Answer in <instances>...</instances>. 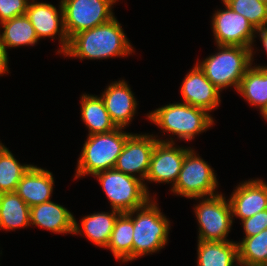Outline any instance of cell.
Returning <instances> with one entry per match:
<instances>
[{"label": "cell", "mask_w": 267, "mask_h": 266, "mask_svg": "<svg viewBox=\"0 0 267 266\" xmlns=\"http://www.w3.org/2000/svg\"><path fill=\"white\" fill-rule=\"evenodd\" d=\"M217 186L218 180L214 170L193 149H190L185 155L182 168L171 192L196 200L218 194L215 191Z\"/></svg>", "instance_id": "7"}, {"label": "cell", "mask_w": 267, "mask_h": 266, "mask_svg": "<svg viewBox=\"0 0 267 266\" xmlns=\"http://www.w3.org/2000/svg\"><path fill=\"white\" fill-rule=\"evenodd\" d=\"M236 187L229 198L233 217H239L241 220L248 219L267 209L266 182L261 179H251Z\"/></svg>", "instance_id": "15"}, {"label": "cell", "mask_w": 267, "mask_h": 266, "mask_svg": "<svg viewBox=\"0 0 267 266\" xmlns=\"http://www.w3.org/2000/svg\"><path fill=\"white\" fill-rule=\"evenodd\" d=\"M133 52L121 24L114 17L104 24L74 35L63 55L81 60H100L128 56Z\"/></svg>", "instance_id": "1"}, {"label": "cell", "mask_w": 267, "mask_h": 266, "mask_svg": "<svg viewBox=\"0 0 267 266\" xmlns=\"http://www.w3.org/2000/svg\"><path fill=\"white\" fill-rule=\"evenodd\" d=\"M94 177L107 195L111 209L121 213L141 207L152 198L146 183L115 168L99 172Z\"/></svg>", "instance_id": "6"}, {"label": "cell", "mask_w": 267, "mask_h": 266, "mask_svg": "<svg viewBox=\"0 0 267 266\" xmlns=\"http://www.w3.org/2000/svg\"><path fill=\"white\" fill-rule=\"evenodd\" d=\"M73 214L52 201L30 207V225H35L53 233H74Z\"/></svg>", "instance_id": "18"}, {"label": "cell", "mask_w": 267, "mask_h": 266, "mask_svg": "<svg viewBox=\"0 0 267 266\" xmlns=\"http://www.w3.org/2000/svg\"><path fill=\"white\" fill-rule=\"evenodd\" d=\"M26 16L34 27L38 39L50 37L54 40L53 37L58 33L57 35L60 39L59 43L61 44L58 53L64 54L66 52L69 39L64 26V14L61 0L59 11L50 3L30 0L26 10Z\"/></svg>", "instance_id": "13"}, {"label": "cell", "mask_w": 267, "mask_h": 266, "mask_svg": "<svg viewBox=\"0 0 267 266\" xmlns=\"http://www.w3.org/2000/svg\"><path fill=\"white\" fill-rule=\"evenodd\" d=\"M8 53L5 48L0 44V76L9 72L8 68Z\"/></svg>", "instance_id": "31"}, {"label": "cell", "mask_w": 267, "mask_h": 266, "mask_svg": "<svg viewBox=\"0 0 267 266\" xmlns=\"http://www.w3.org/2000/svg\"><path fill=\"white\" fill-rule=\"evenodd\" d=\"M237 92L252 106L259 107L261 113L267 107V66H250Z\"/></svg>", "instance_id": "21"}, {"label": "cell", "mask_w": 267, "mask_h": 266, "mask_svg": "<svg viewBox=\"0 0 267 266\" xmlns=\"http://www.w3.org/2000/svg\"><path fill=\"white\" fill-rule=\"evenodd\" d=\"M6 147L0 142V154L2 153V151L5 149Z\"/></svg>", "instance_id": "34"}, {"label": "cell", "mask_w": 267, "mask_h": 266, "mask_svg": "<svg viewBox=\"0 0 267 266\" xmlns=\"http://www.w3.org/2000/svg\"><path fill=\"white\" fill-rule=\"evenodd\" d=\"M30 0H0V24L26 14Z\"/></svg>", "instance_id": "29"}, {"label": "cell", "mask_w": 267, "mask_h": 266, "mask_svg": "<svg viewBox=\"0 0 267 266\" xmlns=\"http://www.w3.org/2000/svg\"><path fill=\"white\" fill-rule=\"evenodd\" d=\"M121 212L111 210V212H99L84 216L81 220V227L74 219V235L84 234L94 245L106 248L111 233L113 231L115 221ZM81 228V229H80Z\"/></svg>", "instance_id": "19"}, {"label": "cell", "mask_w": 267, "mask_h": 266, "mask_svg": "<svg viewBox=\"0 0 267 266\" xmlns=\"http://www.w3.org/2000/svg\"><path fill=\"white\" fill-rule=\"evenodd\" d=\"M156 138L157 136H153V134H131L127 138L114 168L145 181L153 150L159 140Z\"/></svg>", "instance_id": "12"}, {"label": "cell", "mask_w": 267, "mask_h": 266, "mask_svg": "<svg viewBox=\"0 0 267 266\" xmlns=\"http://www.w3.org/2000/svg\"><path fill=\"white\" fill-rule=\"evenodd\" d=\"M30 226V207L16 193L0 194V229L15 230Z\"/></svg>", "instance_id": "23"}, {"label": "cell", "mask_w": 267, "mask_h": 266, "mask_svg": "<svg viewBox=\"0 0 267 266\" xmlns=\"http://www.w3.org/2000/svg\"><path fill=\"white\" fill-rule=\"evenodd\" d=\"M197 245V266H234V262L239 264L236 242L198 240Z\"/></svg>", "instance_id": "20"}, {"label": "cell", "mask_w": 267, "mask_h": 266, "mask_svg": "<svg viewBox=\"0 0 267 266\" xmlns=\"http://www.w3.org/2000/svg\"><path fill=\"white\" fill-rule=\"evenodd\" d=\"M154 199L155 197L153 201L151 198L143 206L126 213L132 219L134 228L132 261L160 251L168 242L170 221Z\"/></svg>", "instance_id": "2"}, {"label": "cell", "mask_w": 267, "mask_h": 266, "mask_svg": "<svg viewBox=\"0 0 267 266\" xmlns=\"http://www.w3.org/2000/svg\"><path fill=\"white\" fill-rule=\"evenodd\" d=\"M123 128H116L108 133L88 135L80 154L76 175H95L115 167L127 138L132 133H126Z\"/></svg>", "instance_id": "5"}, {"label": "cell", "mask_w": 267, "mask_h": 266, "mask_svg": "<svg viewBox=\"0 0 267 266\" xmlns=\"http://www.w3.org/2000/svg\"><path fill=\"white\" fill-rule=\"evenodd\" d=\"M170 140L159 139L156 142L146 181L172 183V186L176 183L185 155L191 148L175 147L172 137Z\"/></svg>", "instance_id": "11"}, {"label": "cell", "mask_w": 267, "mask_h": 266, "mask_svg": "<svg viewBox=\"0 0 267 266\" xmlns=\"http://www.w3.org/2000/svg\"><path fill=\"white\" fill-rule=\"evenodd\" d=\"M195 206V215L199 225L198 240L200 241H230L227 236L233 225L232 209L229 199L216 194L203 197Z\"/></svg>", "instance_id": "8"}, {"label": "cell", "mask_w": 267, "mask_h": 266, "mask_svg": "<svg viewBox=\"0 0 267 266\" xmlns=\"http://www.w3.org/2000/svg\"><path fill=\"white\" fill-rule=\"evenodd\" d=\"M218 51L197 65L219 90L233 86L238 89L241 79L252 64V49L241 46L217 45Z\"/></svg>", "instance_id": "4"}, {"label": "cell", "mask_w": 267, "mask_h": 266, "mask_svg": "<svg viewBox=\"0 0 267 266\" xmlns=\"http://www.w3.org/2000/svg\"><path fill=\"white\" fill-rule=\"evenodd\" d=\"M245 232L244 237H251L267 229V209L260 211L248 219L241 220Z\"/></svg>", "instance_id": "30"}, {"label": "cell", "mask_w": 267, "mask_h": 266, "mask_svg": "<svg viewBox=\"0 0 267 266\" xmlns=\"http://www.w3.org/2000/svg\"><path fill=\"white\" fill-rule=\"evenodd\" d=\"M101 98L111 120L117 128H125L136 113L137 101L125 80L110 83Z\"/></svg>", "instance_id": "16"}, {"label": "cell", "mask_w": 267, "mask_h": 266, "mask_svg": "<svg viewBox=\"0 0 267 266\" xmlns=\"http://www.w3.org/2000/svg\"><path fill=\"white\" fill-rule=\"evenodd\" d=\"M133 221L126 214L121 213L117 220L109 243L106 248L110 249L115 259L122 262L132 261Z\"/></svg>", "instance_id": "25"}, {"label": "cell", "mask_w": 267, "mask_h": 266, "mask_svg": "<svg viewBox=\"0 0 267 266\" xmlns=\"http://www.w3.org/2000/svg\"><path fill=\"white\" fill-rule=\"evenodd\" d=\"M116 2L117 0H61L68 39L114 18L112 5Z\"/></svg>", "instance_id": "9"}, {"label": "cell", "mask_w": 267, "mask_h": 266, "mask_svg": "<svg viewBox=\"0 0 267 266\" xmlns=\"http://www.w3.org/2000/svg\"><path fill=\"white\" fill-rule=\"evenodd\" d=\"M80 98L81 119L89 130L88 135L108 133L117 128L111 120L101 96L83 94Z\"/></svg>", "instance_id": "22"}, {"label": "cell", "mask_w": 267, "mask_h": 266, "mask_svg": "<svg viewBox=\"0 0 267 266\" xmlns=\"http://www.w3.org/2000/svg\"><path fill=\"white\" fill-rule=\"evenodd\" d=\"M237 245L240 266H267V229L257 235L244 237Z\"/></svg>", "instance_id": "26"}, {"label": "cell", "mask_w": 267, "mask_h": 266, "mask_svg": "<svg viewBox=\"0 0 267 266\" xmlns=\"http://www.w3.org/2000/svg\"><path fill=\"white\" fill-rule=\"evenodd\" d=\"M147 118L159 126L163 133H172L185 141L193 140L214 123L207 110L183 102L162 106L149 112Z\"/></svg>", "instance_id": "3"}, {"label": "cell", "mask_w": 267, "mask_h": 266, "mask_svg": "<svg viewBox=\"0 0 267 266\" xmlns=\"http://www.w3.org/2000/svg\"><path fill=\"white\" fill-rule=\"evenodd\" d=\"M258 1L267 3V0H258Z\"/></svg>", "instance_id": "35"}, {"label": "cell", "mask_w": 267, "mask_h": 266, "mask_svg": "<svg viewBox=\"0 0 267 266\" xmlns=\"http://www.w3.org/2000/svg\"><path fill=\"white\" fill-rule=\"evenodd\" d=\"M259 33L260 40L262 41V46L267 54V27L257 29L255 34Z\"/></svg>", "instance_id": "32"}, {"label": "cell", "mask_w": 267, "mask_h": 266, "mask_svg": "<svg viewBox=\"0 0 267 266\" xmlns=\"http://www.w3.org/2000/svg\"><path fill=\"white\" fill-rule=\"evenodd\" d=\"M0 25L3 28V32L0 34V44L6 52L7 48L33 46L39 40L26 14L2 22Z\"/></svg>", "instance_id": "24"}, {"label": "cell", "mask_w": 267, "mask_h": 266, "mask_svg": "<svg viewBox=\"0 0 267 266\" xmlns=\"http://www.w3.org/2000/svg\"><path fill=\"white\" fill-rule=\"evenodd\" d=\"M234 12L244 16L257 30L267 27V3L258 0H223Z\"/></svg>", "instance_id": "28"}, {"label": "cell", "mask_w": 267, "mask_h": 266, "mask_svg": "<svg viewBox=\"0 0 267 266\" xmlns=\"http://www.w3.org/2000/svg\"><path fill=\"white\" fill-rule=\"evenodd\" d=\"M53 185L52 172L32 165L19 181L15 192L32 207L51 201Z\"/></svg>", "instance_id": "17"}, {"label": "cell", "mask_w": 267, "mask_h": 266, "mask_svg": "<svg viewBox=\"0 0 267 266\" xmlns=\"http://www.w3.org/2000/svg\"><path fill=\"white\" fill-rule=\"evenodd\" d=\"M225 9L215 11L212 17V29L216 45L241 46L252 49L256 29L241 14L233 11L223 0Z\"/></svg>", "instance_id": "10"}, {"label": "cell", "mask_w": 267, "mask_h": 266, "mask_svg": "<svg viewBox=\"0 0 267 266\" xmlns=\"http://www.w3.org/2000/svg\"><path fill=\"white\" fill-rule=\"evenodd\" d=\"M261 114H262V117H264V119L267 120V107Z\"/></svg>", "instance_id": "33"}, {"label": "cell", "mask_w": 267, "mask_h": 266, "mask_svg": "<svg viewBox=\"0 0 267 266\" xmlns=\"http://www.w3.org/2000/svg\"><path fill=\"white\" fill-rule=\"evenodd\" d=\"M31 164H20L6 147L0 154V194L15 192L23 175Z\"/></svg>", "instance_id": "27"}, {"label": "cell", "mask_w": 267, "mask_h": 266, "mask_svg": "<svg viewBox=\"0 0 267 266\" xmlns=\"http://www.w3.org/2000/svg\"><path fill=\"white\" fill-rule=\"evenodd\" d=\"M220 92L222 91L207 79L197 64L187 73L180 87L183 103L208 112L215 110L221 103Z\"/></svg>", "instance_id": "14"}]
</instances>
